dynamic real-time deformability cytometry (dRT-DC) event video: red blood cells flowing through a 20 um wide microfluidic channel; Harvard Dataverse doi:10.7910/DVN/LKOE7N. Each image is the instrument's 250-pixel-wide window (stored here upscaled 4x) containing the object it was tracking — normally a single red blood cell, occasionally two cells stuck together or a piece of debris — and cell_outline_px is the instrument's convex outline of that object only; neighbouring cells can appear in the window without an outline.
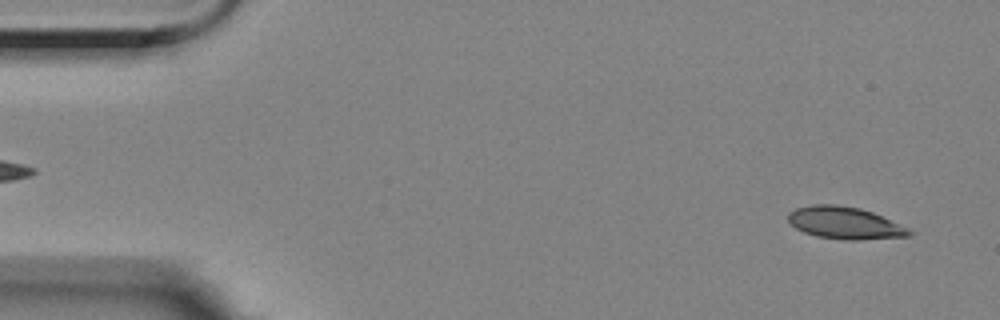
{"species": "Egyptian fruit bat (a non-hibernating species)", "species_latin": "Rousettus aegyptiacus", "temperature_condition": "room temperature", "stored_images_in_passage": 56, "camera_frame_rate_fps": 3000, "um_per_image_px": 0.085, "animal": {"sex": "female"}, "frame": {"image": 1, "passage_image": 3, "time_ms": 0.667, "image_size_px": [1000, 320], "cell_outline_px": [[912, 232], [908, 236], [856, 240], [852, 240], [816, 236], [804, 232], [796, 228], [788, 220], [788, 212], [796, 208], [812, 204], [836, 204], [860, 208], [872, 212], [908, 228]], "centroid_in_image_um": [71.77, 18.93], "position_along_channel_um": 13.2, "area_um2": 22.43}}
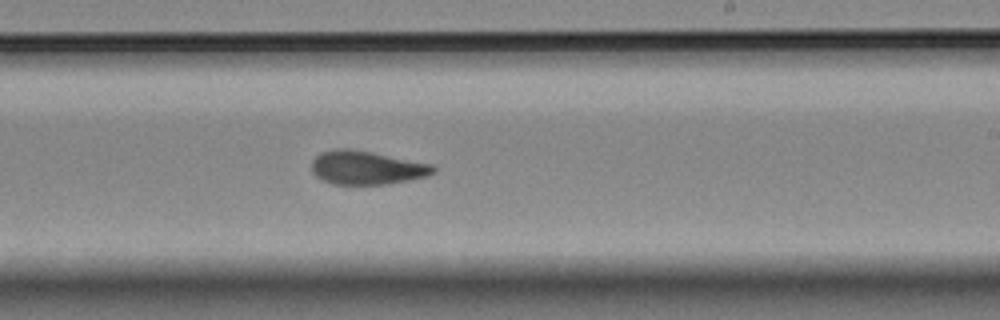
{"frame": {"image": 2, "passage_image": 33, "time_ms": 10.667, "image_size_px": [1000, 320], "cell_outline_px": [[436, 172], [428, 176], [388, 184], [332, 184], [316, 176], [312, 172], [312, 160], [320, 152], [340, 148], [344, 148], [368, 152], [432, 164], [436, 168]], "centroid_in_image_um": [31.16, 14.26], "position_along_channel_um": 257.8, "area_um2": 23.52}}
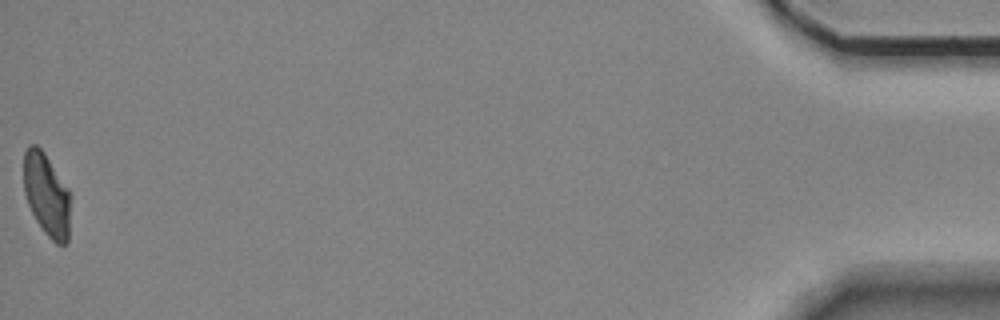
{"frame": {"image": 3, "passage_image": 56, "time_ms": 18.333, "image_size_px": [1000, 320], "cell_outline_px": [[72, 196], [68, 244], [56, 244], [44, 232], [36, 220], [28, 204], [24, 192], [24, 152], [28, 144], [36, 144], [44, 152], [68, 188]], "centroid_in_image_um": [4.0, 16.57], "position_along_channel_um": 431.2, "area_um2": 23.0}, "authors_computed_cell_mechanics": {"area_um2": 23.698, "velocity_mm_per_s": 3.5211, "shape_relaxation_time_tau1_ms": 6.2732, "shape_relaxation_time_tau2_ms": 2.1007, "deformation_change_tau1": 0.1703, "deformation_change_tau2": 0.083}}